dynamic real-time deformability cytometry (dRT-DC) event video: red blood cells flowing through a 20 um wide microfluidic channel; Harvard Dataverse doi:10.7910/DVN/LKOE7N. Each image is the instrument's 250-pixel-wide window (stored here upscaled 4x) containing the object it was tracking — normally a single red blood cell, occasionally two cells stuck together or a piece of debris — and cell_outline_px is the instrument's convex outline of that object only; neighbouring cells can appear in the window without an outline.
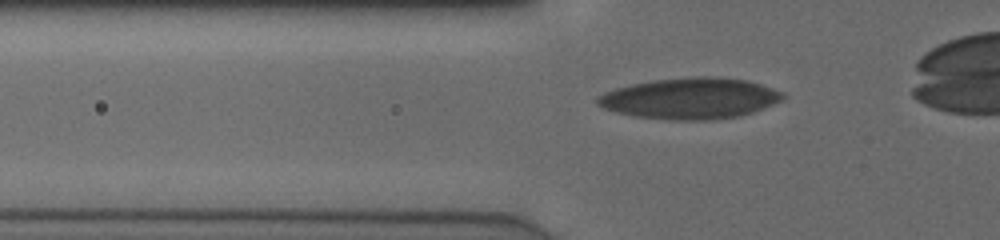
{"species": "human", "species_latin": "Homo sapiens", "temperature_condition": "cold", "stored_images_in_passage": 32, "camera_frame_rate_fps": 3000, "um_per_image_px": 0.085, "donor": {"sex": "male"}, "frame": {"image": 1, "passage_image": 2, "time_ms": 0.333, "image_size_px": [1000, 240], "cell_outline_px": [[784, 100], [764, 108], [740, 116], [712, 120], [676, 120], [632, 116], [616, 112], [604, 108], [596, 104], [596, 96], [604, 92], [616, 88], [632, 84], [656, 80], [700, 76], [720, 76], [748, 80], [784, 92]], "centroid_in_image_um": [58.68, 8.36], "position_along_channel_um": 67.1, "area_um2": 44.56}}
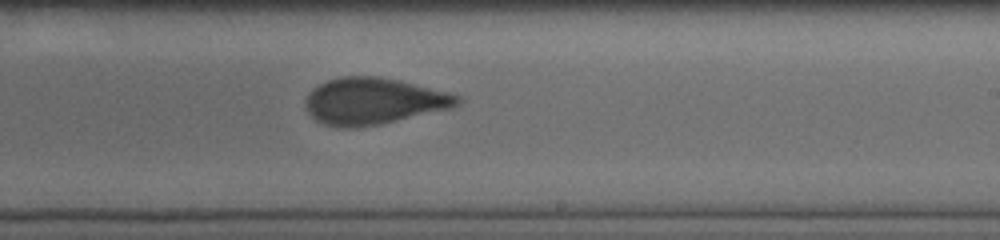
{"frame": {"image": 2, "passage_image": 17, "time_ms": 5.333, "image_size_px": [1000, 240], "cell_outline_px": [[464, 100], [460, 104], [448, 108], [380, 124], [356, 128], [340, 128], [324, 124], [316, 120], [308, 112], [304, 100], [312, 88], [328, 80], [344, 76], [380, 76], [400, 80], [448, 92], [460, 96]], "centroid_in_image_um": [31.73, 8.59], "position_along_channel_um": 257.3, "area_um2": 41.15}}
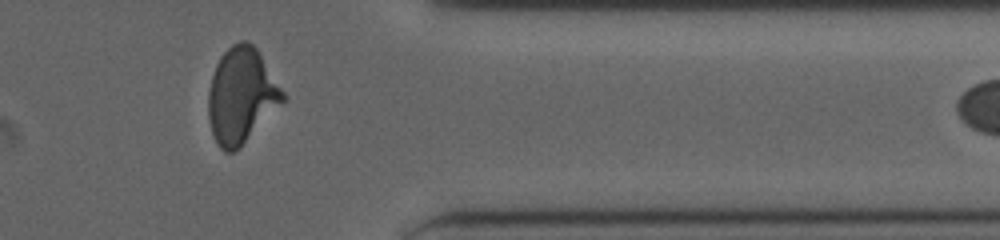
{"frame": {"image": 3, "passage_image": 28, "time_ms": 9.0, "image_size_px": [1000, 240], "cell_outline_px": [[284, 100], [240, 148], [232, 152], [224, 152], [216, 144], [208, 120], [208, 92], [212, 76], [216, 64], [220, 56], [232, 44], [240, 40], [244, 40], [252, 44], [256, 48], [284, 92]], "centroid_in_image_um": [20.48, 8.14], "position_along_channel_um": 390.9, "area_um2": 41.04}, "authors_computed_cell_mechanics": {"area_um2": 41.0958, "velocity_mm_per_s": 3.8928, "shape_relaxation_time_tau1_ms": 6.1211, "shape_relaxation_time_tau2_ms": 1.192, "deformation_change_tau1": 0.1779, "deformation_change_tau2": 0.0779}}